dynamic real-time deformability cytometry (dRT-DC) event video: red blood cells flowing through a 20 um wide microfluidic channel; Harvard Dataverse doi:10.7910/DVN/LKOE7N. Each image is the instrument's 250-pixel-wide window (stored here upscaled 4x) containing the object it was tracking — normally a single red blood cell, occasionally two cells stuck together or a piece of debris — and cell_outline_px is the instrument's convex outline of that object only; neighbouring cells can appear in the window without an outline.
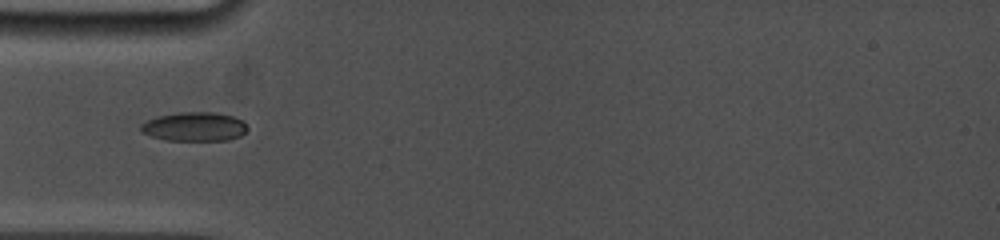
{"species": "common noctule bat (a hibernating species)", "species_latin": "Nyctalus noctula", "temperature_condition": "cold", "stored_images_in_passage": 5, "camera_frame_rate_fps": 5000, "um_per_image_px": 0.085, "animal": {"sex": "female", "body_mass_g": 19.0, "forearm_length_mm": 53.3}, "frame": {"image": 1, "passage_image": 2, "time_ms": 0.4, "image_size_px": [1000, 240], "cell_outline_px": [[248, 128], [240, 136], [228, 140], [168, 140], [152, 136], [140, 132], [140, 124], [156, 116], [180, 112], [216, 112], [232, 116], [240, 120]], "centroid_in_image_um": [16.49, 10.76], "position_along_channel_um": 68.5, "area_um2": 17.92}}